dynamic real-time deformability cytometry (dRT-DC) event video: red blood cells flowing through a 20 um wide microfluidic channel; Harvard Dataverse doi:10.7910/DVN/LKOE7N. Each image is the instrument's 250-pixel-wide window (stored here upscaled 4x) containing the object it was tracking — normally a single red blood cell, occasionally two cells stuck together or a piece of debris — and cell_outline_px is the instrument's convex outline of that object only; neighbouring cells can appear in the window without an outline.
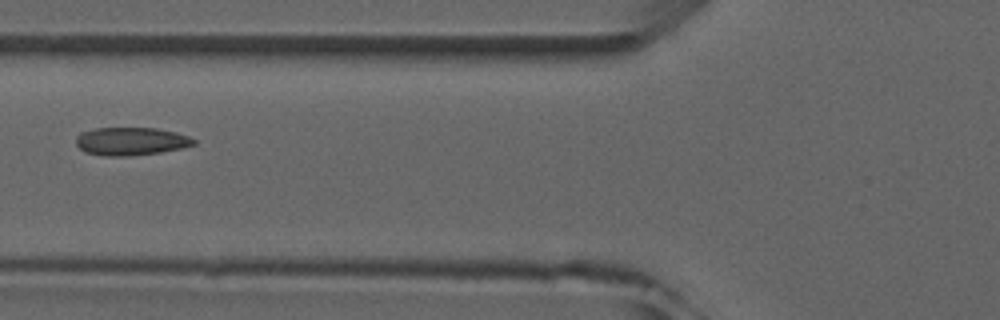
{"species": "common noctule bat (a hibernating species)", "species_latin": "Nyctalus noctula", "temperature_condition": "room temperature", "stored_images_in_passage": 6, "camera_frame_rate_fps": 3000, "um_per_image_px": 0.085, "animal": {"sex": "male", "forearm_length_mm": 52.5}, "frame": {"image": 1, "passage_image": 6, "time_ms": 6.333, "image_size_px": [1000, 320], "cell_outline_px": [[196, 144], [184, 148], [160, 152], [128, 156], [104, 156], [84, 152], [76, 144], [76, 136], [80, 132], [96, 128], [156, 128], [176, 132], [188, 136], [196, 140]], "centroid_in_image_um": [11.13, 12.01], "position_along_channel_um": 114.7, "area_um2": 19.36}}